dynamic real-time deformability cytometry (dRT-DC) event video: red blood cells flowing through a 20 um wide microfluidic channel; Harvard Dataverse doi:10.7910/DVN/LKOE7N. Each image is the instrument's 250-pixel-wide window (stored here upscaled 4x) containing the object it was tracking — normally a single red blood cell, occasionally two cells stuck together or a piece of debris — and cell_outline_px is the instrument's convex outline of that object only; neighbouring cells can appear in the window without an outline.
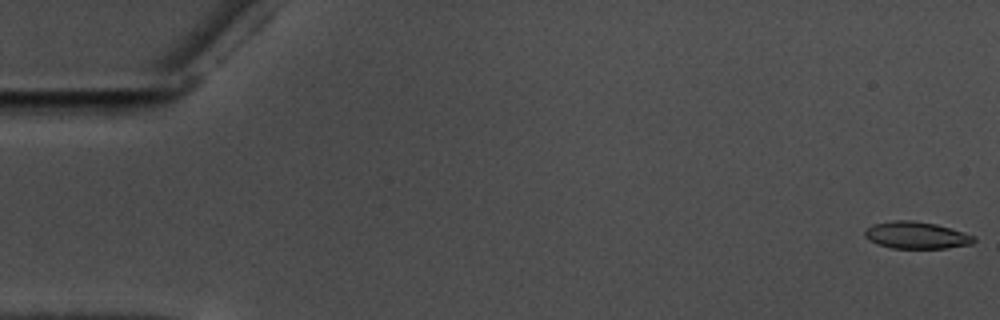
{"species": "common noctule bat (a hibernating species)", "species_latin": "Nyctalus noctula", "temperature_condition": "warm", "stored_images_in_passage": 58, "camera_frame_rate_fps": 3000, "um_per_image_px": 0.085, "animal": {"sex": "male", "body_mass_g": 17.5, "forearm_length_mm": 52.3}, "frame": {"image": 1, "passage_image": 1, "time_ms": 0.0, "image_size_px": [1000, 320], "cell_outline_px": [[976, 240], [972, 244], [944, 248], [892, 248], [876, 244], [868, 240], [864, 236], [864, 232], [872, 224], [892, 220], [912, 220], [936, 224], [964, 232], [976, 236]], "centroid_in_image_um": [77.88, 19.99], "position_along_channel_um": 7.1, "area_um2": 17.28}}
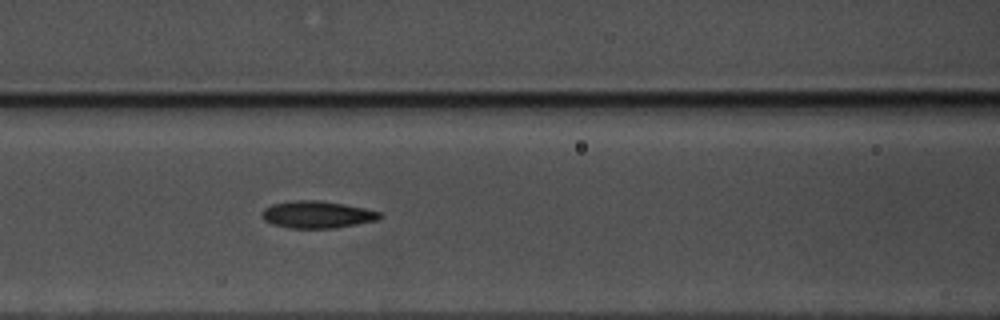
{"frame": {"image": 2, "passage_image": 25, "time_ms": 8.0, "image_size_px": [1000, 320], "cell_outline_px": [[384, 216], [380, 220], [336, 228], [288, 228], [272, 224], [264, 220], [260, 216], [260, 212], [264, 208], [272, 204], [296, 200], [320, 200], [344, 204], [364, 208], [380, 212]], "centroid_in_image_um": [26.96, 18.24], "position_along_channel_um": 139.6, "area_um2": 18.9}}
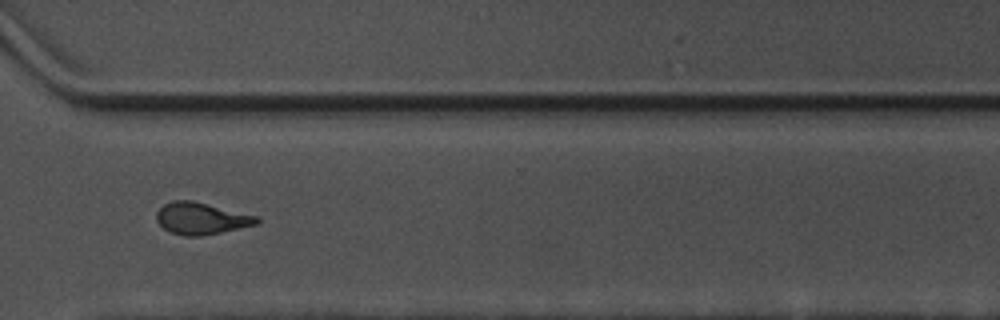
{"frame": {"image": 3, "passage_image": 43, "time_ms": 14.0, "image_size_px": [1000, 320], "cell_outline_px": [[260, 220], [256, 224], [220, 232], [200, 236], [184, 236], [168, 232], [156, 220], [156, 212], [164, 204], [172, 200], [192, 200], [260, 216]], "centroid_in_image_um": [17.09, 18.56], "position_along_channel_um": 353.5, "area_um2": 18.67}, "authors_computed_cell_mechanics": {"area_um2": 18.3226, "velocity_mm_per_s": 3.5674, "shape_relaxation_time_tau1_ms": 4.5699, "shape_relaxation_time_tau2_ms": 2.5461, "deformation_change_tau1": 0.1734, "deformation_change_tau2": 0.0975}}